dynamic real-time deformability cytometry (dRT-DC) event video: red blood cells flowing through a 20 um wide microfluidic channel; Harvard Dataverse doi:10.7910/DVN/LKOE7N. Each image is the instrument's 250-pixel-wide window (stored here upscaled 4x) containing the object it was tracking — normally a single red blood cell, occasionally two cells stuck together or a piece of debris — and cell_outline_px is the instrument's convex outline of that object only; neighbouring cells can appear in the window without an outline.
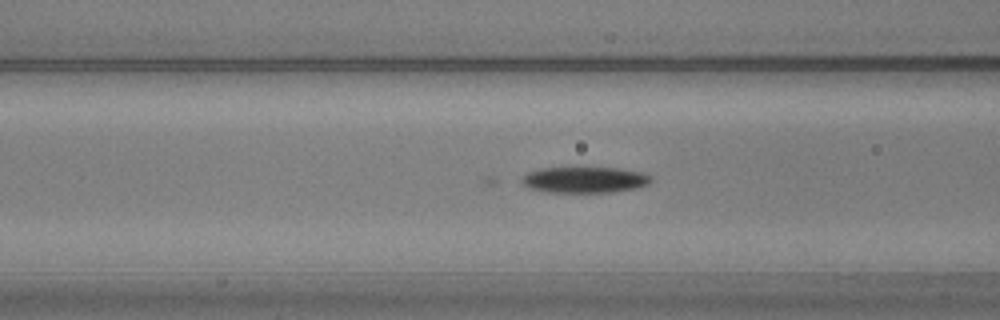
{"species": "common noctule bat (a hibernating species)", "species_latin": "Nyctalus noctula", "temperature_condition": "warm", "stored_images_in_passage": 41, "camera_frame_rate_fps": 3000, "um_per_image_px": 0.085, "animal": {"sex": "male", "body_mass_g": 20.5, "forearm_length_mm": 52.5}, "frame": {"image": 1, "passage_image": 18, "time_ms": 5.667, "image_size_px": [1000, 320], "cell_outline_px": [[652, 180], [648, 184], [636, 188], [612, 192], [548, 192], [528, 188], [520, 180], [528, 172], [540, 168], [616, 168], [640, 172], [652, 176]], "centroid_in_image_um": [49.69, 15.29], "position_along_channel_um": 116.9, "area_um2": 19.48}}
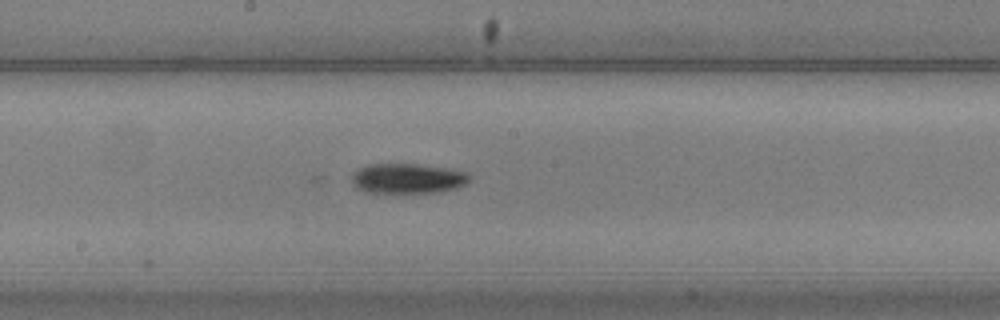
{"frame": {"image": 2, "passage_image": 26, "time_ms": 8.333, "image_size_px": [1000, 320], "cell_outline_px": [[472, 176], [464, 184], [456, 188], [440, 192], [364, 192], [356, 188], [352, 184], [352, 172], [368, 164], [416, 164], [448, 168], [468, 172]], "centroid_in_image_um": [34.64, 15.16], "position_along_channel_um": 213.6, "area_um2": 20.63}}
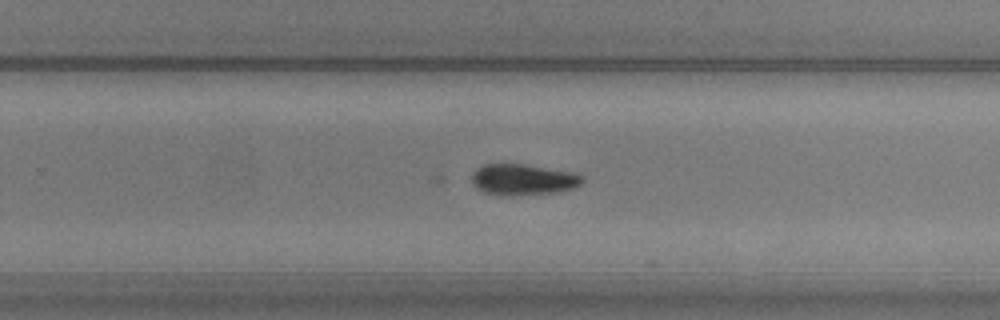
{"frame": {"image": 3, "passage_image": 32, "time_ms": 10.333, "image_size_px": [1000, 320], "cell_outline_px": [[584, 180], [580, 184], [572, 188], [552, 192], [484, 192], [476, 188], [472, 184], [472, 172], [476, 168], [484, 164], [524, 164], [576, 172], [584, 176]], "centroid_in_image_um": [44.48, 15.18], "position_along_channel_um": 285.3, "area_um2": 19.07}}